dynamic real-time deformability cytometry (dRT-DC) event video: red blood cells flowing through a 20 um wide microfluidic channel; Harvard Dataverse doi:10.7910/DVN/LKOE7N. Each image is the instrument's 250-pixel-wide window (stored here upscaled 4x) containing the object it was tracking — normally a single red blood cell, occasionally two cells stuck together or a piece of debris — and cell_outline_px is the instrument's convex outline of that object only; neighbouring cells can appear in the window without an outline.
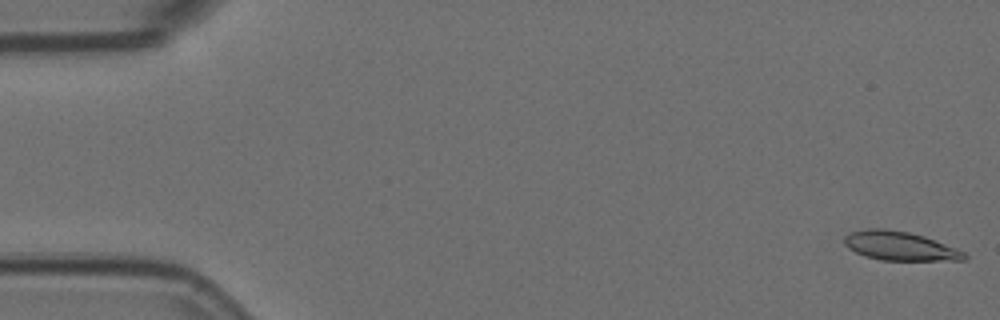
{"species": "Egyptian fruit bat (a non-hibernating species)", "species_latin": "Rousettus aegyptiacus", "temperature_condition": "room temperature", "stored_images_in_passage": 5, "segment_of_instrument_passage": [1, 2], "camera_frame_rate_fps": 3000, "um_per_image_px": 0.085, "animal": {"sex": "female"}, "frame": {"image": 1, "passage_image": 1, "time_ms": 0.0, "image_size_px": [1000, 320], "cell_outline_px": [[968, 256], [964, 260], [880, 260], [864, 256], [848, 248], [844, 244], [844, 236], [852, 232], [868, 228], [880, 228], [908, 232], [924, 236], [956, 248], [964, 252]], "centroid_in_image_um": [76.47, 20.91], "position_along_channel_um": 8.5, "area_um2": 20.11}}
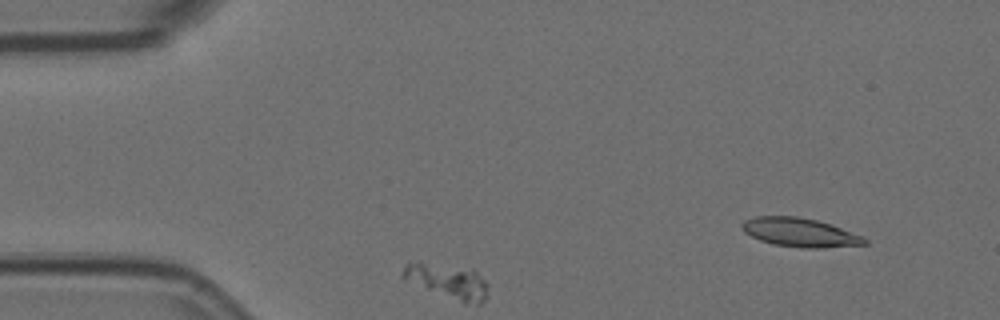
{"frame": {"image": 2, "passage_image": 2, "time_ms": 0.333, "image_size_px": [1000, 320], "cell_outline_px": [[488, 284], [484, 300], [480, 304], [464, 304], [400, 276], [400, 272], [408, 260], [420, 260], [472, 268]], "centroid_in_image_um": [38.03, 23.83], "position_along_channel_um": 47.0, "area_um2": 17.4}}
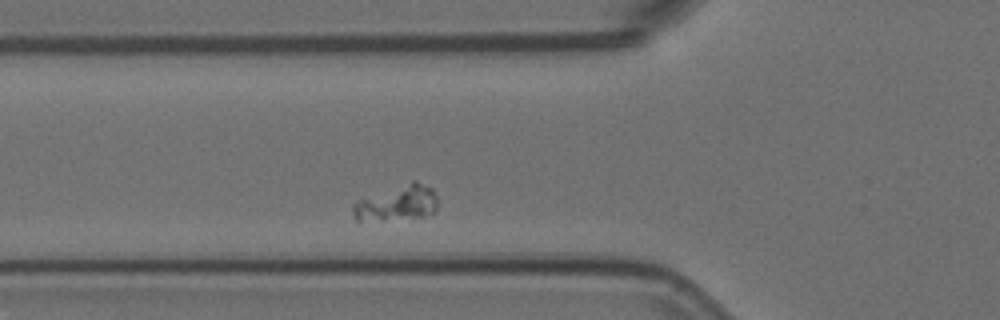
{"frame": {"image": 3, "passage_image": 4, "time_ms": 1.0, "image_size_px": [1000, 320], "cell_outline_px": [[436, 212], [424, 216], [360, 220], [356, 220], [352, 216], [352, 204], [360, 200], [412, 180], [416, 180], [432, 188], [436, 196]], "centroid_in_image_um": [33.78, 17.24], "position_along_channel_um": 92.0, "area_um2": 16.94}}